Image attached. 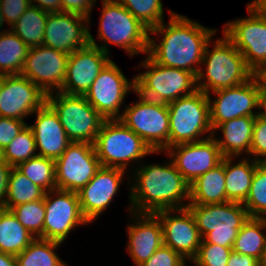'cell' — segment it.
<instances>
[{
	"label": "cell",
	"instance_id": "cell-29",
	"mask_svg": "<svg viewBox=\"0 0 266 266\" xmlns=\"http://www.w3.org/2000/svg\"><path fill=\"white\" fill-rule=\"evenodd\" d=\"M266 218H252L243 224L235 239L232 250L256 258L260 263L266 249Z\"/></svg>",
	"mask_w": 266,
	"mask_h": 266
},
{
	"label": "cell",
	"instance_id": "cell-10",
	"mask_svg": "<svg viewBox=\"0 0 266 266\" xmlns=\"http://www.w3.org/2000/svg\"><path fill=\"white\" fill-rule=\"evenodd\" d=\"M137 96L139 101L126 105L118 120L141 137L154 152H163L169 148L168 105Z\"/></svg>",
	"mask_w": 266,
	"mask_h": 266
},
{
	"label": "cell",
	"instance_id": "cell-6",
	"mask_svg": "<svg viewBox=\"0 0 266 266\" xmlns=\"http://www.w3.org/2000/svg\"><path fill=\"white\" fill-rule=\"evenodd\" d=\"M167 105L170 120L169 147L215 135L210 123L209 96L203 91L197 89ZM205 133L210 135L203 138Z\"/></svg>",
	"mask_w": 266,
	"mask_h": 266
},
{
	"label": "cell",
	"instance_id": "cell-8",
	"mask_svg": "<svg viewBox=\"0 0 266 266\" xmlns=\"http://www.w3.org/2000/svg\"><path fill=\"white\" fill-rule=\"evenodd\" d=\"M140 65L146 71L134 77V92L147 99L169 104L197 90L196 76L191 72L162 66L148 55Z\"/></svg>",
	"mask_w": 266,
	"mask_h": 266
},
{
	"label": "cell",
	"instance_id": "cell-23",
	"mask_svg": "<svg viewBox=\"0 0 266 266\" xmlns=\"http://www.w3.org/2000/svg\"><path fill=\"white\" fill-rule=\"evenodd\" d=\"M131 213L134 222L127 228V250L134 264L140 266L163 245V229L155 214Z\"/></svg>",
	"mask_w": 266,
	"mask_h": 266
},
{
	"label": "cell",
	"instance_id": "cell-21",
	"mask_svg": "<svg viewBox=\"0 0 266 266\" xmlns=\"http://www.w3.org/2000/svg\"><path fill=\"white\" fill-rule=\"evenodd\" d=\"M110 60L108 54L91 44L77 49L68 57L60 91L70 95H85Z\"/></svg>",
	"mask_w": 266,
	"mask_h": 266
},
{
	"label": "cell",
	"instance_id": "cell-17",
	"mask_svg": "<svg viewBox=\"0 0 266 266\" xmlns=\"http://www.w3.org/2000/svg\"><path fill=\"white\" fill-rule=\"evenodd\" d=\"M165 151L189 184L220 164L224 158L214 135L196 142L176 144Z\"/></svg>",
	"mask_w": 266,
	"mask_h": 266
},
{
	"label": "cell",
	"instance_id": "cell-32",
	"mask_svg": "<svg viewBox=\"0 0 266 266\" xmlns=\"http://www.w3.org/2000/svg\"><path fill=\"white\" fill-rule=\"evenodd\" d=\"M60 242L35 238L16 256L17 266H67L55 253Z\"/></svg>",
	"mask_w": 266,
	"mask_h": 266
},
{
	"label": "cell",
	"instance_id": "cell-52",
	"mask_svg": "<svg viewBox=\"0 0 266 266\" xmlns=\"http://www.w3.org/2000/svg\"><path fill=\"white\" fill-rule=\"evenodd\" d=\"M3 25H4V18H3L2 10H1V6H0V34H1V32H5V31H1V28L3 27Z\"/></svg>",
	"mask_w": 266,
	"mask_h": 266
},
{
	"label": "cell",
	"instance_id": "cell-27",
	"mask_svg": "<svg viewBox=\"0 0 266 266\" xmlns=\"http://www.w3.org/2000/svg\"><path fill=\"white\" fill-rule=\"evenodd\" d=\"M232 159L235 160V157H225L226 202L244 203L259 162L244 158L235 164Z\"/></svg>",
	"mask_w": 266,
	"mask_h": 266
},
{
	"label": "cell",
	"instance_id": "cell-42",
	"mask_svg": "<svg viewBox=\"0 0 266 266\" xmlns=\"http://www.w3.org/2000/svg\"><path fill=\"white\" fill-rule=\"evenodd\" d=\"M26 125L25 121L0 117V149L4 150Z\"/></svg>",
	"mask_w": 266,
	"mask_h": 266
},
{
	"label": "cell",
	"instance_id": "cell-7",
	"mask_svg": "<svg viewBox=\"0 0 266 266\" xmlns=\"http://www.w3.org/2000/svg\"><path fill=\"white\" fill-rule=\"evenodd\" d=\"M202 239L224 247H233L235 239L249 215L243 203L187 205Z\"/></svg>",
	"mask_w": 266,
	"mask_h": 266
},
{
	"label": "cell",
	"instance_id": "cell-36",
	"mask_svg": "<svg viewBox=\"0 0 266 266\" xmlns=\"http://www.w3.org/2000/svg\"><path fill=\"white\" fill-rule=\"evenodd\" d=\"M243 205L249 217L266 218V163L256 166L251 188Z\"/></svg>",
	"mask_w": 266,
	"mask_h": 266
},
{
	"label": "cell",
	"instance_id": "cell-18",
	"mask_svg": "<svg viewBox=\"0 0 266 266\" xmlns=\"http://www.w3.org/2000/svg\"><path fill=\"white\" fill-rule=\"evenodd\" d=\"M154 214L162 224L163 245L171 247L185 260L192 261L198 253L202 237L190 210L186 207L160 210Z\"/></svg>",
	"mask_w": 266,
	"mask_h": 266
},
{
	"label": "cell",
	"instance_id": "cell-55",
	"mask_svg": "<svg viewBox=\"0 0 266 266\" xmlns=\"http://www.w3.org/2000/svg\"><path fill=\"white\" fill-rule=\"evenodd\" d=\"M3 161V152H2V150L0 149V162H2Z\"/></svg>",
	"mask_w": 266,
	"mask_h": 266
},
{
	"label": "cell",
	"instance_id": "cell-19",
	"mask_svg": "<svg viewBox=\"0 0 266 266\" xmlns=\"http://www.w3.org/2000/svg\"><path fill=\"white\" fill-rule=\"evenodd\" d=\"M46 98L47 95L23 75H3L0 117L24 121L46 102Z\"/></svg>",
	"mask_w": 266,
	"mask_h": 266
},
{
	"label": "cell",
	"instance_id": "cell-30",
	"mask_svg": "<svg viewBox=\"0 0 266 266\" xmlns=\"http://www.w3.org/2000/svg\"><path fill=\"white\" fill-rule=\"evenodd\" d=\"M50 12L30 5L11 30L29 47L43 45L47 17Z\"/></svg>",
	"mask_w": 266,
	"mask_h": 266
},
{
	"label": "cell",
	"instance_id": "cell-28",
	"mask_svg": "<svg viewBox=\"0 0 266 266\" xmlns=\"http://www.w3.org/2000/svg\"><path fill=\"white\" fill-rule=\"evenodd\" d=\"M34 239L10 210L0 208V252L17 256Z\"/></svg>",
	"mask_w": 266,
	"mask_h": 266
},
{
	"label": "cell",
	"instance_id": "cell-45",
	"mask_svg": "<svg viewBox=\"0 0 266 266\" xmlns=\"http://www.w3.org/2000/svg\"><path fill=\"white\" fill-rule=\"evenodd\" d=\"M12 167L4 160L0 162V208L4 207V202L8 193V181Z\"/></svg>",
	"mask_w": 266,
	"mask_h": 266
},
{
	"label": "cell",
	"instance_id": "cell-11",
	"mask_svg": "<svg viewBox=\"0 0 266 266\" xmlns=\"http://www.w3.org/2000/svg\"><path fill=\"white\" fill-rule=\"evenodd\" d=\"M247 9L250 15L227 22L223 34L256 74L266 65V15L252 2Z\"/></svg>",
	"mask_w": 266,
	"mask_h": 266
},
{
	"label": "cell",
	"instance_id": "cell-4",
	"mask_svg": "<svg viewBox=\"0 0 266 266\" xmlns=\"http://www.w3.org/2000/svg\"><path fill=\"white\" fill-rule=\"evenodd\" d=\"M98 38L105 44L98 45L89 30V44L109 54L108 43L125 50L129 56L147 54L149 29L128 11L118 0H102ZM107 43V44H106Z\"/></svg>",
	"mask_w": 266,
	"mask_h": 266
},
{
	"label": "cell",
	"instance_id": "cell-44",
	"mask_svg": "<svg viewBox=\"0 0 266 266\" xmlns=\"http://www.w3.org/2000/svg\"><path fill=\"white\" fill-rule=\"evenodd\" d=\"M62 4V12H70L80 14L89 18L92 7L96 0H60Z\"/></svg>",
	"mask_w": 266,
	"mask_h": 266
},
{
	"label": "cell",
	"instance_id": "cell-25",
	"mask_svg": "<svg viewBox=\"0 0 266 266\" xmlns=\"http://www.w3.org/2000/svg\"><path fill=\"white\" fill-rule=\"evenodd\" d=\"M256 117L241 116L221 123L214 132L221 130L223 138L215 137L224 157H239L244 151L250 155L253 126Z\"/></svg>",
	"mask_w": 266,
	"mask_h": 266
},
{
	"label": "cell",
	"instance_id": "cell-24",
	"mask_svg": "<svg viewBox=\"0 0 266 266\" xmlns=\"http://www.w3.org/2000/svg\"><path fill=\"white\" fill-rule=\"evenodd\" d=\"M33 114L37 115L36 121L29 127L40 151L38 156L57 160L71 143L58 115L47 102Z\"/></svg>",
	"mask_w": 266,
	"mask_h": 266
},
{
	"label": "cell",
	"instance_id": "cell-20",
	"mask_svg": "<svg viewBox=\"0 0 266 266\" xmlns=\"http://www.w3.org/2000/svg\"><path fill=\"white\" fill-rule=\"evenodd\" d=\"M88 24L89 18L80 14L62 11L49 13L43 45L70 55L89 44Z\"/></svg>",
	"mask_w": 266,
	"mask_h": 266
},
{
	"label": "cell",
	"instance_id": "cell-46",
	"mask_svg": "<svg viewBox=\"0 0 266 266\" xmlns=\"http://www.w3.org/2000/svg\"><path fill=\"white\" fill-rule=\"evenodd\" d=\"M261 263L254 257L240 254L232 250L227 266H260Z\"/></svg>",
	"mask_w": 266,
	"mask_h": 266
},
{
	"label": "cell",
	"instance_id": "cell-34",
	"mask_svg": "<svg viewBox=\"0 0 266 266\" xmlns=\"http://www.w3.org/2000/svg\"><path fill=\"white\" fill-rule=\"evenodd\" d=\"M16 168L45 192L57 189L55 160L36 156L20 163Z\"/></svg>",
	"mask_w": 266,
	"mask_h": 266
},
{
	"label": "cell",
	"instance_id": "cell-12",
	"mask_svg": "<svg viewBox=\"0 0 266 266\" xmlns=\"http://www.w3.org/2000/svg\"><path fill=\"white\" fill-rule=\"evenodd\" d=\"M44 206L43 239L63 243L73 228L89 223L81 211L77 192L60 189L45 192Z\"/></svg>",
	"mask_w": 266,
	"mask_h": 266
},
{
	"label": "cell",
	"instance_id": "cell-50",
	"mask_svg": "<svg viewBox=\"0 0 266 266\" xmlns=\"http://www.w3.org/2000/svg\"><path fill=\"white\" fill-rule=\"evenodd\" d=\"M252 3L266 15V0H253Z\"/></svg>",
	"mask_w": 266,
	"mask_h": 266
},
{
	"label": "cell",
	"instance_id": "cell-22",
	"mask_svg": "<svg viewBox=\"0 0 266 266\" xmlns=\"http://www.w3.org/2000/svg\"><path fill=\"white\" fill-rule=\"evenodd\" d=\"M125 173L120 168L101 166L88 184L77 192L81 211L89 223L94 222L109 207Z\"/></svg>",
	"mask_w": 266,
	"mask_h": 266
},
{
	"label": "cell",
	"instance_id": "cell-48",
	"mask_svg": "<svg viewBox=\"0 0 266 266\" xmlns=\"http://www.w3.org/2000/svg\"><path fill=\"white\" fill-rule=\"evenodd\" d=\"M258 116L266 118V85L260 81V90L258 93ZM263 109V110H262Z\"/></svg>",
	"mask_w": 266,
	"mask_h": 266
},
{
	"label": "cell",
	"instance_id": "cell-5",
	"mask_svg": "<svg viewBox=\"0 0 266 266\" xmlns=\"http://www.w3.org/2000/svg\"><path fill=\"white\" fill-rule=\"evenodd\" d=\"M97 157L103 167L126 171L132 161L137 164L144 156L158 153L120 120H105L94 142Z\"/></svg>",
	"mask_w": 266,
	"mask_h": 266
},
{
	"label": "cell",
	"instance_id": "cell-13",
	"mask_svg": "<svg viewBox=\"0 0 266 266\" xmlns=\"http://www.w3.org/2000/svg\"><path fill=\"white\" fill-rule=\"evenodd\" d=\"M135 89L134 78L129 82L120 68L110 60L85 93L89 104L105 119H119L127 93Z\"/></svg>",
	"mask_w": 266,
	"mask_h": 266
},
{
	"label": "cell",
	"instance_id": "cell-39",
	"mask_svg": "<svg viewBox=\"0 0 266 266\" xmlns=\"http://www.w3.org/2000/svg\"><path fill=\"white\" fill-rule=\"evenodd\" d=\"M232 248L207 243L202 239L198 253L191 262L195 266H227Z\"/></svg>",
	"mask_w": 266,
	"mask_h": 266
},
{
	"label": "cell",
	"instance_id": "cell-9",
	"mask_svg": "<svg viewBox=\"0 0 266 266\" xmlns=\"http://www.w3.org/2000/svg\"><path fill=\"white\" fill-rule=\"evenodd\" d=\"M46 102L58 115L71 142L94 144L105 119L89 104L84 95H70L59 91L47 95Z\"/></svg>",
	"mask_w": 266,
	"mask_h": 266
},
{
	"label": "cell",
	"instance_id": "cell-15",
	"mask_svg": "<svg viewBox=\"0 0 266 266\" xmlns=\"http://www.w3.org/2000/svg\"><path fill=\"white\" fill-rule=\"evenodd\" d=\"M260 90V79L255 74L250 80L230 88L214 91L217 98L211 99L210 123L213 133L215 129L226 121L241 116L256 117L258 112L253 109L258 108V93Z\"/></svg>",
	"mask_w": 266,
	"mask_h": 266
},
{
	"label": "cell",
	"instance_id": "cell-43",
	"mask_svg": "<svg viewBox=\"0 0 266 266\" xmlns=\"http://www.w3.org/2000/svg\"><path fill=\"white\" fill-rule=\"evenodd\" d=\"M30 5L29 0H0L4 22H7L11 27L14 26Z\"/></svg>",
	"mask_w": 266,
	"mask_h": 266
},
{
	"label": "cell",
	"instance_id": "cell-3",
	"mask_svg": "<svg viewBox=\"0 0 266 266\" xmlns=\"http://www.w3.org/2000/svg\"><path fill=\"white\" fill-rule=\"evenodd\" d=\"M223 36L216 39L210 51L209 45L213 40L207 43L201 64H206L205 72L200 68L196 76L197 89L207 95L219 89L240 85L255 75L242 53L224 34Z\"/></svg>",
	"mask_w": 266,
	"mask_h": 266
},
{
	"label": "cell",
	"instance_id": "cell-37",
	"mask_svg": "<svg viewBox=\"0 0 266 266\" xmlns=\"http://www.w3.org/2000/svg\"><path fill=\"white\" fill-rule=\"evenodd\" d=\"M10 211L35 238L43 239L44 198L17 205L11 208Z\"/></svg>",
	"mask_w": 266,
	"mask_h": 266
},
{
	"label": "cell",
	"instance_id": "cell-31",
	"mask_svg": "<svg viewBox=\"0 0 266 266\" xmlns=\"http://www.w3.org/2000/svg\"><path fill=\"white\" fill-rule=\"evenodd\" d=\"M29 47L12 31L0 34V74L16 75L22 72Z\"/></svg>",
	"mask_w": 266,
	"mask_h": 266
},
{
	"label": "cell",
	"instance_id": "cell-26",
	"mask_svg": "<svg viewBox=\"0 0 266 266\" xmlns=\"http://www.w3.org/2000/svg\"><path fill=\"white\" fill-rule=\"evenodd\" d=\"M225 157L190 184L188 205H205L226 202Z\"/></svg>",
	"mask_w": 266,
	"mask_h": 266
},
{
	"label": "cell",
	"instance_id": "cell-1",
	"mask_svg": "<svg viewBox=\"0 0 266 266\" xmlns=\"http://www.w3.org/2000/svg\"><path fill=\"white\" fill-rule=\"evenodd\" d=\"M169 13L168 25L162 22L149 30L146 55L162 66L182 69L197 76L205 47L214 34L216 35V30L171 10ZM150 34H156L158 37L163 35L162 41L157 43Z\"/></svg>",
	"mask_w": 266,
	"mask_h": 266
},
{
	"label": "cell",
	"instance_id": "cell-16",
	"mask_svg": "<svg viewBox=\"0 0 266 266\" xmlns=\"http://www.w3.org/2000/svg\"><path fill=\"white\" fill-rule=\"evenodd\" d=\"M68 57L69 54L45 45L29 48L20 74L46 95L59 92L65 79Z\"/></svg>",
	"mask_w": 266,
	"mask_h": 266
},
{
	"label": "cell",
	"instance_id": "cell-38",
	"mask_svg": "<svg viewBox=\"0 0 266 266\" xmlns=\"http://www.w3.org/2000/svg\"><path fill=\"white\" fill-rule=\"evenodd\" d=\"M136 19L149 30L158 26L163 20V4L161 0H118Z\"/></svg>",
	"mask_w": 266,
	"mask_h": 266
},
{
	"label": "cell",
	"instance_id": "cell-2",
	"mask_svg": "<svg viewBox=\"0 0 266 266\" xmlns=\"http://www.w3.org/2000/svg\"><path fill=\"white\" fill-rule=\"evenodd\" d=\"M138 167L134 169L135 182L130 188V212L154 214L160 210L187 207L188 203L182 204V201H189L190 184L171 160L166 165L146 164Z\"/></svg>",
	"mask_w": 266,
	"mask_h": 266
},
{
	"label": "cell",
	"instance_id": "cell-53",
	"mask_svg": "<svg viewBox=\"0 0 266 266\" xmlns=\"http://www.w3.org/2000/svg\"><path fill=\"white\" fill-rule=\"evenodd\" d=\"M261 265L266 266V249H265L263 260L261 261Z\"/></svg>",
	"mask_w": 266,
	"mask_h": 266
},
{
	"label": "cell",
	"instance_id": "cell-41",
	"mask_svg": "<svg viewBox=\"0 0 266 266\" xmlns=\"http://www.w3.org/2000/svg\"><path fill=\"white\" fill-rule=\"evenodd\" d=\"M140 266H186V261L171 247L162 245Z\"/></svg>",
	"mask_w": 266,
	"mask_h": 266
},
{
	"label": "cell",
	"instance_id": "cell-40",
	"mask_svg": "<svg viewBox=\"0 0 266 266\" xmlns=\"http://www.w3.org/2000/svg\"><path fill=\"white\" fill-rule=\"evenodd\" d=\"M250 155L253 156V160L266 163V118L258 115L253 126Z\"/></svg>",
	"mask_w": 266,
	"mask_h": 266
},
{
	"label": "cell",
	"instance_id": "cell-47",
	"mask_svg": "<svg viewBox=\"0 0 266 266\" xmlns=\"http://www.w3.org/2000/svg\"><path fill=\"white\" fill-rule=\"evenodd\" d=\"M30 4L35 7H39L41 10L47 12H61L62 4L60 0H29ZM36 2L38 5H35Z\"/></svg>",
	"mask_w": 266,
	"mask_h": 266
},
{
	"label": "cell",
	"instance_id": "cell-35",
	"mask_svg": "<svg viewBox=\"0 0 266 266\" xmlns=\"http://www.w3.org/2000/svg\"><path fill=\"white\" fill-rule=\"evenodd\" d=\"M36 142L32 130L26 125L21 132L2 150L3 160L11 167L38 156L35 151Z\"/></svg>",
	"mask_w": 266,
	"mask_h": 266
},
{
	"label": "cell",
	"instance_id": "cell-33",
	"mask_svg": "<svg viewBox=\"0 0 266 266\" xmlns=\"http://www.w3.org/2000/svg\"><path fill=\"white\" fill-rule=\"evenodd\" d=\"M45 191L23 175L16 167H12L8 181V193L3 209L43 199Z\"/></svg>",
	"mask_w": 266,
	"mask_h": 266
},
{
	"label": "cell",
	"instance_id": "cell-51",
	"mask_svg": "<svg viewBox=\"0 0 266 266\" xmlns=\"http://www.w3.org/2000/svg\"><path fill=\"white\" fill-rule=\"evenodd\" d=\"M260 81L266 85V65L258 72L256 73Z\"/></svg>",
	"mask_w": 266,
	"mask_h": 266
},
{
	"label": "cell",
	"instance_id": "cell-14",
	"mask_svg": "<svg viewBox=\"0 0 266 266\" xmlns=\"http://www.w3.org/2000/svg\"><path fill=\"white\" fill-rule=\"evenodd\" d=\"M100 167L94 144L71 142L55 160L56 188L78 192Z\"/></svg>",
	"mask_w": 266,
	"mask_h": 266
},
{
	"label": "cell",
	"instance_id": "cell-49",
	"mask_svg": "<svg viewBox=\"0 0 266 266\" xmlns=\"http://www.w3.org/2000/svg\"><path fill=\"white\" fill-rule=\"evenodd\" d=\"M0 266H17L16 256L0 252Z\"/></svg>",
	"mask_w": 266,
	"mask_h": 266
},
{
	"label": "cell",
	"instance_id": "cell-54",
	"mask_svg": "<svg viewBox=\"0 0 266 266\" xmlns=\"http://www.w3.org/2000/svg\"><path fill=\"white\" fill-rule=\"evenodd\" d=\"M3 86V75L0 74V94H1V88Z\"/></svg>",
	"mask_w": 266,
	"mask_h": 266
}]
</instances>
